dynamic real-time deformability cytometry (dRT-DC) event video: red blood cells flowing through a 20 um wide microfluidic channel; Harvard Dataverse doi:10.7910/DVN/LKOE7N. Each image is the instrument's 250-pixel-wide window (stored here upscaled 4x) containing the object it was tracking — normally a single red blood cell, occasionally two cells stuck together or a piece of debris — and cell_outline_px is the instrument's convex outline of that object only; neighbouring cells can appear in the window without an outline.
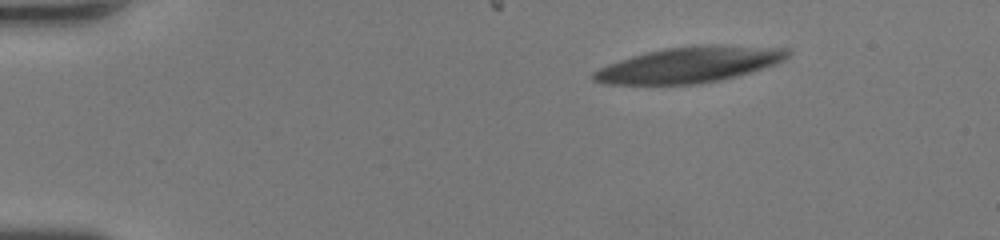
{"species": "human", "species_latin": "Homo sapiens", "temperature_condition": "room temperature", "stored_images_in_passage": 44, "camera_frame_rate_fps": 3000, "um_per_image_px": 0.085, "donor": {"sex": "female"}, "frame": {"image": 1, "passage_image": 1, "time_ms": 0.0, "image_size_px": [1000, 240], "cell_outline_px": [[792, 52], [784, 60], [776, 64], [736, 76], [720, 80], [696, 84], [604, 84], [592, 80], [592, 72], [608, 64], [632, 56], [664, 48], [700, 44], [724, 44], [792, 48]], "centroid_in_image_um": [58.66, 5.48], "position_along_channel_um": 26.3, "area_um2": 40.75}}
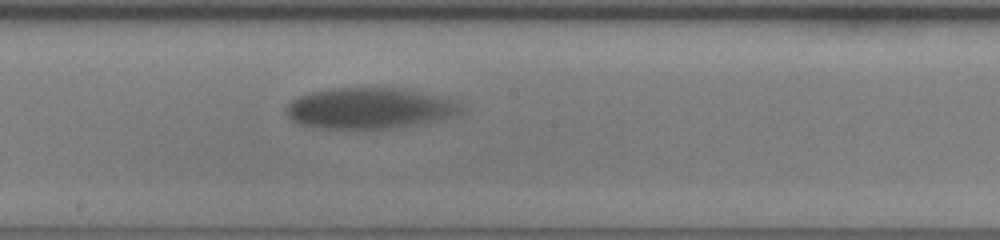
{"frame": {"image": 2, "passage_image": 24, "time_ms": 7.667, "image_size_px": [1000, 240], "cell_outline_px": [[464, 112], [456, 116], [444, 120], [424, 124], [400, 128], [320, 128], [296, 124], [284, 112], [284, 108], [292, 100], [300, 96], [312, 92], [332, 88], [404, 88], [440, 96], [452, 100], [460, 104], [464, 108]], "centroid_in_image_um": [31.47, 9.21], "position_along_channel_um": 216.7, "area_um2": 42.37}}
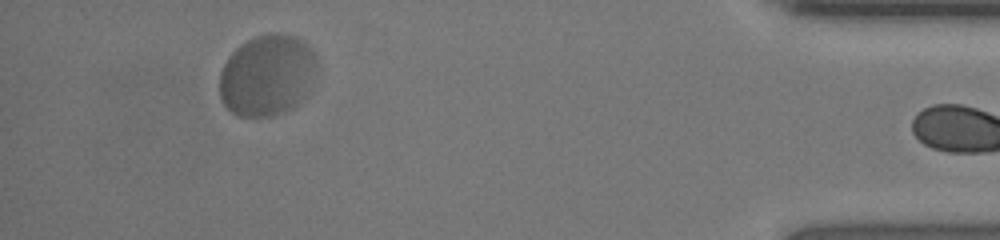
{"frame": {"image": 3, "passage_image": 43, "time_ms": 14.0, "image_size_px": [1000, 240], "cell_outline_px": [[316, 72], [304, 96], [292, 108], [284, 112], [272, 116], [236, 116], [220, 100], [220, 72], [228, 56], [240, 44], [256, 36], [272, 32], [280, 32], [296, 36], [304, 40], [316, 52]], "centroid_in_image_um": [22.71, 6.37], "position_along_channel_um": 412.5, "area_um2": 46.47}}